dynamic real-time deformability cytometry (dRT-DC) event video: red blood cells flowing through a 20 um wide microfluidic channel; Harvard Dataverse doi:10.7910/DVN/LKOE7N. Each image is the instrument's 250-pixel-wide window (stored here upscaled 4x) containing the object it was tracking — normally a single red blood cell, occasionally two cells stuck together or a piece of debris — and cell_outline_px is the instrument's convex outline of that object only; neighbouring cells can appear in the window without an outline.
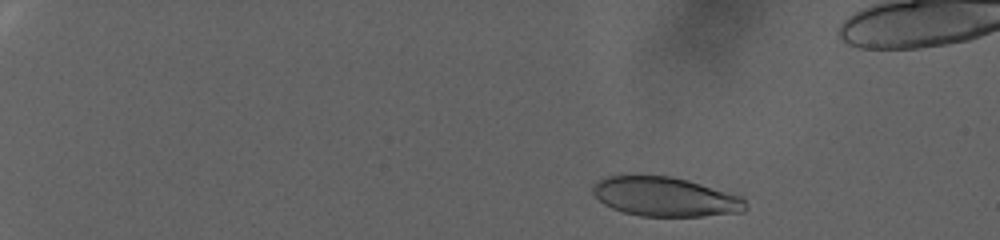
{"species": "human", "species_latin": "Homo sapiens", "temperature_condition": "warm", "stored_images_in_passage": 89, "camera_frame_rate_fps": 3000, "um_per_image_px": 0.085, "donor": {"sex": "female"}, "frame": {"image": 1, "passage_image": 8, "time_ms": 2.333, "image_size_px": [1000, 240], "cell_outline_px": [[748, 208], [744, 212], [700, 216], [640, 216], [624, 212], [612, 208], [604, 204], [592, 192], [592, 184], [604, 176], [672, 176], [688, 180], [744, 196], [748, 204]], "centroid_in_image_um": [56.59, 16.72], "position_along_channel_um": 28.4, "area_um2": 35.26}}
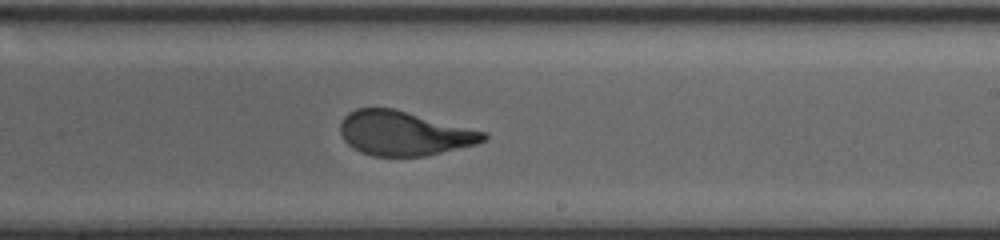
{"frame": {"image": 2, "passage_image": 57, "time_ms": 18.667, "image_size_px": [1000, 240], "cell_outline_px": [[488, 136], [484, 140], [476, 144], [424, 156], [372, 156], [360, 152], [352, 148], [344, 140], [340, 132], [340, 124], [344, 116], [348, 112], [356, 108], [392, 108], [488, 132]], "centroid_in_image_um": [34.32, 11.33], "position_along_channel_um": 254.7, "area_um2": 36.99}}
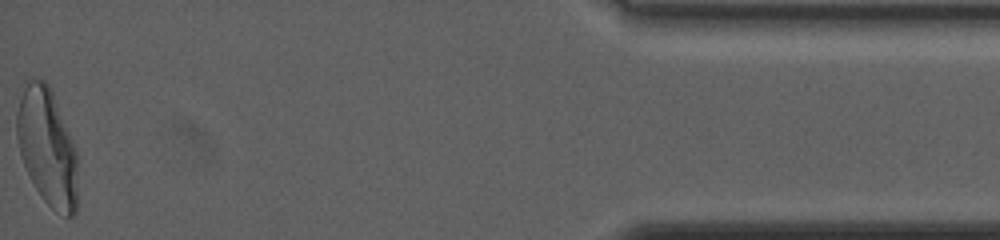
{"frame": {"image": 3, "passage_image": 89, "time_ms": 29.333, "image_size_px": [1000, 240], "cell_outline_px": [[76, 212], [72, 216], [64, 216], [56, 212], [44, 200], [36, 188], [24, 164], [20, 152], [16, 136], [16, 112], [24, 88], [28, 80], [44, 80], [48, 84], [52, 92], [72, 140], [76, 152]], "centroid_in_image_um": [4.0, 12.52], "position_along_channel_um": 431.2, "area_um2": 40.75}, "authors_computed_cell_mechanics": {"area_um2": 37.4544, "velocity_mm_per_s": 2.2567, "shape_relaxation_time_tau1_ms": 8.8289, "shape_relaxation_time_tau2_ms": null, "deformation_change_tau1": 0.2401, "deformation_change_tau2": null}}